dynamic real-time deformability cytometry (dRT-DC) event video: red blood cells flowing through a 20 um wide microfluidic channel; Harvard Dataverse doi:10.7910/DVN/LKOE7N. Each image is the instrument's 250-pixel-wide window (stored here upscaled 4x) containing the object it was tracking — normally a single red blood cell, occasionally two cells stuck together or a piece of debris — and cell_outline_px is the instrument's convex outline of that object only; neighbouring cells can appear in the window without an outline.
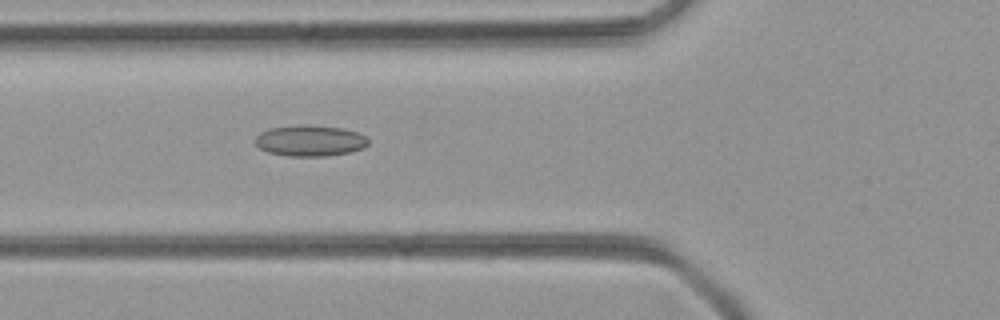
{"species": "common noctule bat (a hibernating species)", "species_latin": "Nyctalus noctula", "temperature_condition": "room temperature", "stored_images_in_passage": 48, "segment_of_instrument_passage": [1, 2], "camera_frame_rate_fps": 3000, "um_per_image_px": 0.085, "animal": {"sex": "female", "body_mass_g": 21.9}, "frame": {"image": 1, "passage_image": 15, "time_ms": 4.667, "image_size_px": [1000, 320], "cell_outline_px": [[368, 144], [364, 148], [348, 152], [328, 156], [288, 156], [268, 152], [260, 148], [256, 144], [256, 136], [260, 132], [268, 128], [344, 128], [356, 132], [364, 136], [368, 140]], "centroid_in_image_um": [26.36, 12.02], "position_along_channel_um": 99.4, "area_um2": 19.36}}
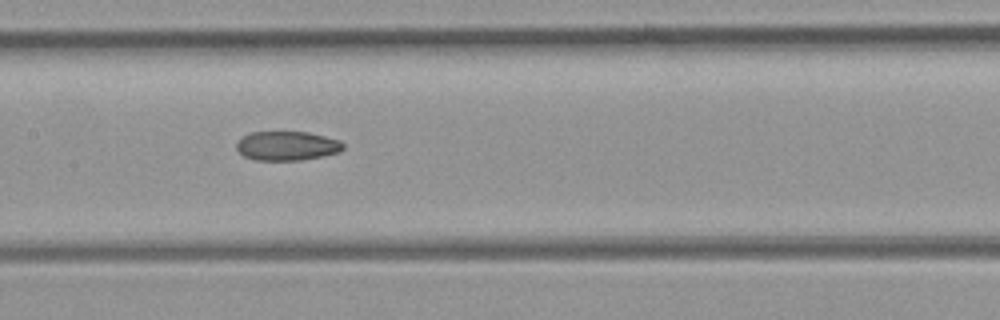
{"frame": {"image": 2, "passage_image": 21, "time_ms": 6.667, "image_size_px": [1000, 320], "cell_outline_px": [[344, 148], [340, 152], [300, 160], [256, 160], [244, 156], [236, 148], [236, 144], [244, 136], [252, 132], [308, 132], [340, 140], [344, 144]], "centroid_in_image_um": [24.41, 12.39], "position_along_channel_um": 183.0, "area_um2": 17.98}}
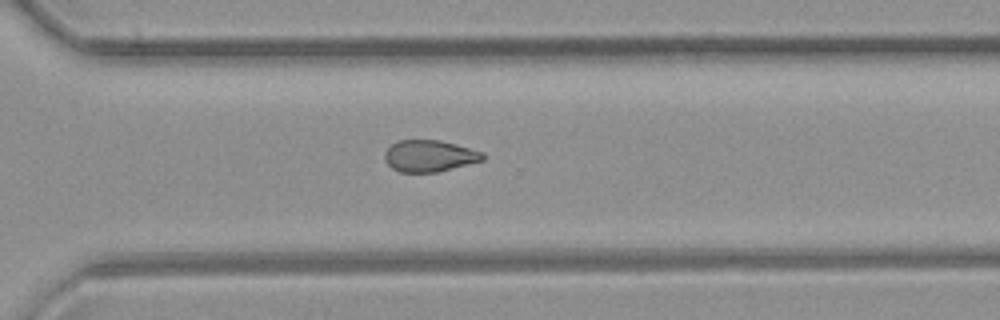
{"frame": {"image": 3, "passage_image": 32, "time_ms": 10.333, "image_size_px": [1000, 320], "cell_outline_px": [[484, 160], [436, 172], [400, 172], [392, 168], [384, 160], [384, 152], [392, 144], [400, 140], [440, 140], [456, 144], [484, 152]], "centroid_in_image_um": [36.49, 13.25], "position_along_channel_um": 334.1, "area_um2": 18.03}}